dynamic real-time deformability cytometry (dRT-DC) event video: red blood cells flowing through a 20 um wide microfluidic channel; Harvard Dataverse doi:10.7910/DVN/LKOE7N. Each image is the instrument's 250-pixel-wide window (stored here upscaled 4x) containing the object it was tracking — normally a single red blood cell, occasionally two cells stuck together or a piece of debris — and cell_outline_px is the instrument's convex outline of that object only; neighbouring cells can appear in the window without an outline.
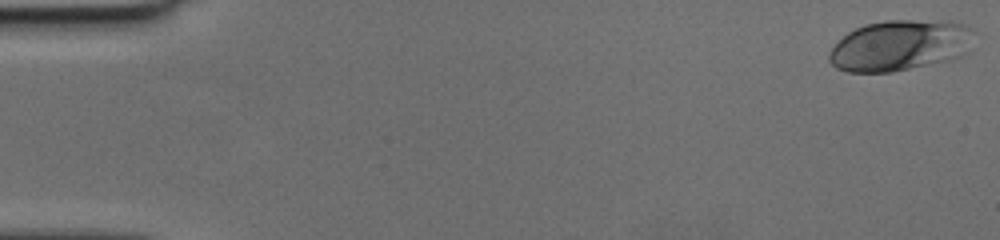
{"species": "human", "species_latin": "Homo sapiens", "temperature_condition": "cold", "stored_images_in_passage": 51, "camera_frame_rate_fps": 3000, "um_per_image_px": 0.085, "donor": {"sex": "female"}, "frame": {"image": 1, "passage_image": 1, "time_ms": 0.0, "image_size_px": [1000, 240], "cell_outline_px": [[968, 52], [960, 56], [948, 60], [892, 72], [848, 72], [836, 68], [828, 60], [828, 56], [832, 48], [848, 32], [856, 28], [868, 24], [888, 20], [948, 20], [964, 24], [968, 28]], "centroid_in_image_um": [76.44, 3.86], "position_along_channel_um": 8.6, "area_um2": 42.25}}
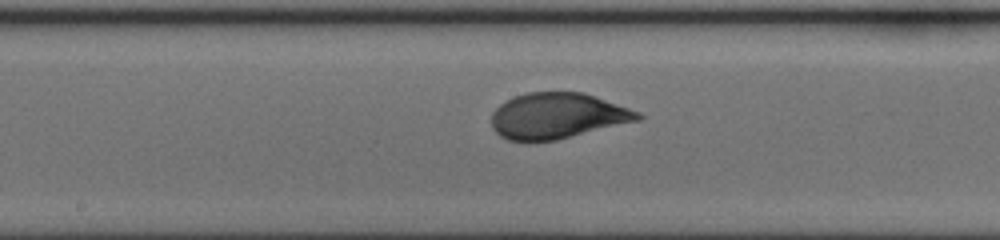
{"frame": {"image": 2, "passage_image": 27, "time_ms": 8.667, "image_size_px": [1000, 240], "cell_outline_px": [[644, 116], [640, 120], [556, 140], [528, 144], [508, 140], [500, 136], [492, 128], [492, 112], [500, 104], [524, 92], [584, 92], [640, 112]], "centroid_in_image_um": [47.35, 9.87], "position_along_channel_um": 200.9, "area_um2": 39.48}}
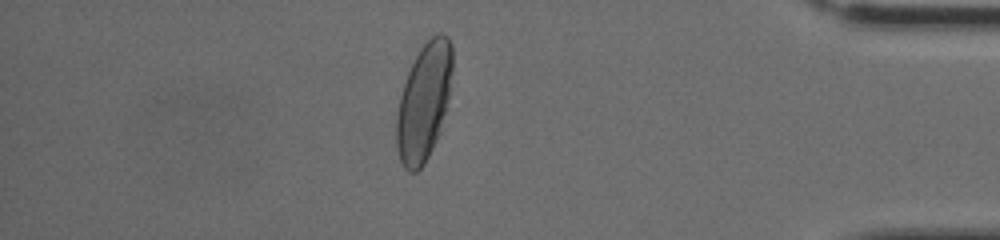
{"frame": {"image": 3, "passage_image": 44, "time_ms": 14.333, "image_size_px": [1000, 240], "cell_outline_px": [[452, 72], [448, 96], [444, 112], [436, 140], [424, 164], [416, 172], [408, 172], [404, 168], [400, 160], [396, 144], [396, 116], [400, 96], [404, 80], [420, 48], [436, 32], [444, 32], [448, 36], [452, 44]], "centroid_in_image_um": [36.01, 8.63], "position_along_channel_um": 399.2, "area_um2": 37.97}}